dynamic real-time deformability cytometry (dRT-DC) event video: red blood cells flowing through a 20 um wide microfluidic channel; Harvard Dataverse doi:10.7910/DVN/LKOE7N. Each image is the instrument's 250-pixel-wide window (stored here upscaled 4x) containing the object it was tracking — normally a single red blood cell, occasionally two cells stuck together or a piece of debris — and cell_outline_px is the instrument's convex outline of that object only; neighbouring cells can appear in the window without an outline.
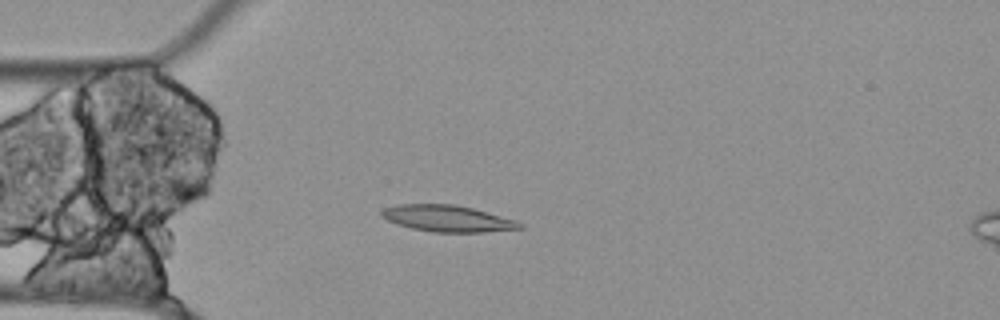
{"species": "Egyptian fruit bat (a non-hibernating species)", "species_latin": "Rousettus aegyptiacus", "temperature_condition": "cold", "stored_images_in_passage": 46, "camera_frame_rate_fps": 3000, "um_per_image_px": 0.085, "animal": {"sex": "female"}, "frame": {"image": 1, "passage_image": 14, "time_ms": 4.333, "image_size_px": [1000, 320], "cell_outline_px": [[524, 228], [484, 232], [432, 232], [412, 228], [396, 224], [388, 220], [380, 212], [384, 208], [396, 204], [456, 204], [472, 208], [516, 220], [524, 224]], "centroid_in_image_um": [38.06, 18.57], "position_along_channel_um": 46.9, "area_um2": 21.27}}
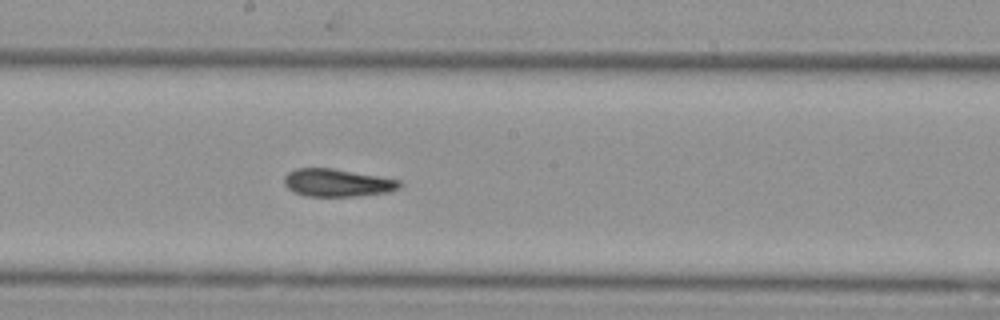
{"frame": {"image": 2, "passage_image": 29, "time_ms": 9.333, "image_size_px": [1000, 320], "cell_outline_px": [[400, 188], [388, 192], [360, 196], [304, 196], [292, 192], [284, 184], [284, 176], [288, 172], [296, 168], [332, 168], [400, 180]], "centroid_in_image_um": [28.63, 15.54], "position_along_channel_um": 219.6, "area_um2": 18.67}}
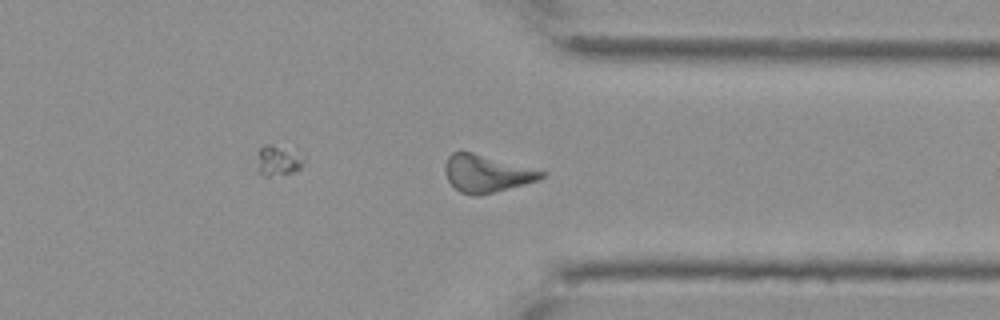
{"frame": {"image": 3, "passage_image": 42, "time_ms": 13.667, "image_size_px": [1000, 320], "cell_outline_px": [[548, 172], [540, 180], [480, 196], [472, 196], [460, 192], [448, 180], [444, 172], [444, 164], [448, 156], [452, 152], [472, 152]], "centroid_in_image_um": [41.36, 14.76], "position_along_channel_um": 370.0, "area_um2": 21.04}}